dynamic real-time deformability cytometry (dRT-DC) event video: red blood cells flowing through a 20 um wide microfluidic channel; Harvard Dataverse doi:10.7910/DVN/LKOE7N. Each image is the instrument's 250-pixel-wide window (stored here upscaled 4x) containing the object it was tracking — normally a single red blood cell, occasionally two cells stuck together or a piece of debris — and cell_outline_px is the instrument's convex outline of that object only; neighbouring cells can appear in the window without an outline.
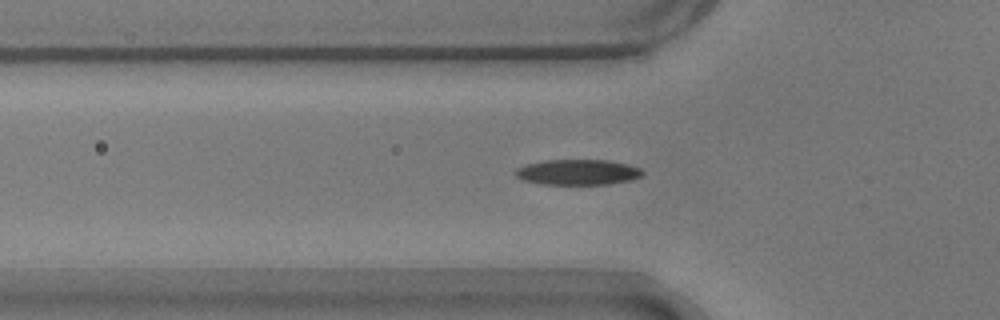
{"species": "common noctule bat (a hibernating species)", "species_latin": "Nyctalus noctula", "temperature_condition": "warm", "stored_images_in_passage": 43, "camera_frame_rate_fps": 3000, "um_per_image_px": 0.085, "animal": {"sex": "male", "body_mass_g": 17.9}, "frame": {"image": 1, "passage_image": 6, "time_ms": 1.667, "image_size_px": [1000, 320], "cell_outline_px": [[644, 172], [640, 176], [632, 180], [604, 184], [540, 184], [524, 180], [516, 176], [512, 172], [516, 168], [524, 164], [544, 160], [608, 160], [628, 164], [640, 168]], "centroid_in_image_um": [49.06, 14.62], "position_along_channel_um": 76.7, "area_um2": 18.96}}
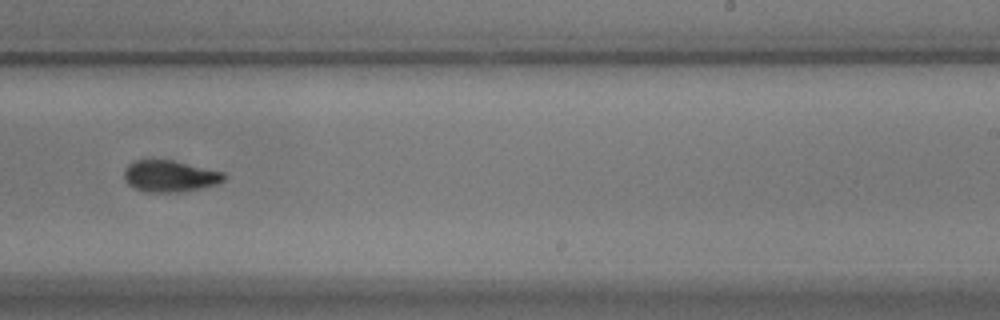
{"frame": {"image": 2, "passage_image": 22, "time_ms": 7.0, "image_size_px": [1000, 320], "cell_outline_px": [[228, 176], [220, 184], [180, 192], [144, 192], [128, 184], [124, 180], [124, 168], [132, 160], [172, 160], [224, 172]], "centroid_in_image_um": [14.44, 14.97], "position_along_channel_um": 274.6, "area_um2": 18.55}}
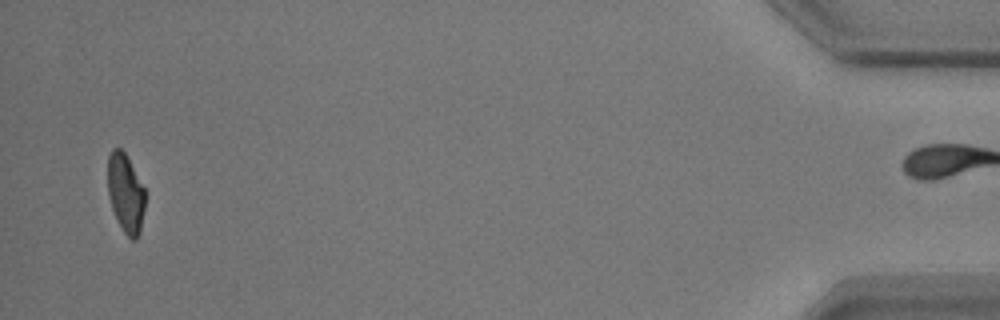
{"frame": {"image": 3, "passage_image": 41, "time_ms": 13.333, "image_size_px": [1000, 320], "cell_outline_px": [[144, 208], [140, 232], [136, 240], [132, 240], [124, 232], [112, 208], [108, 196], [108, 156], [112, 148], [120, 148], [124, 152], [144, 188]], "centroid_in_image_um": [10.66, 16.42], "position_along_channel_um": 424.5, "area_um2": 16.82}, "authors_computed_cell_mechanics": {"area_um2": 18.6694, "velocity_mm_per_s": 3.6923, "shape_relaxation_time_tau1_ms": 3.321, "shape_relaxation_time_tau2_ms": 3.415, "deformation_change_tau1": 0.1617, "deformation_change_tau2": 0.092}}